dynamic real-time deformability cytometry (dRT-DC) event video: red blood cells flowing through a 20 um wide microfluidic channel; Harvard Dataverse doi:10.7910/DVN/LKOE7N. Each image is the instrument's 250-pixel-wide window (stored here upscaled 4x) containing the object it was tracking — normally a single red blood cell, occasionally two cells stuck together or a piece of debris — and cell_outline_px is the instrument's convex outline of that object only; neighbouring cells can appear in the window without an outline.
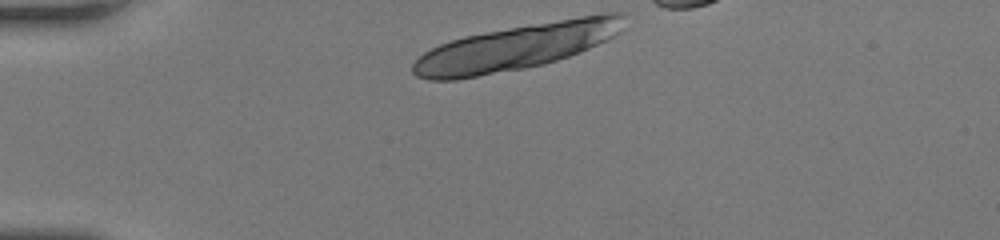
{"species": "human", "species_latin": "Homo sapiens", "temperature_condition": "room temperature", "stored_images_in_passage": 8, "camera_frame_rate_fps": 3000, "um_per_image_px": 0.085, "donor": {"sex": "female"}, "frame": {"image": 1, "passage_image": 1, "time_ms": 0.0, "image_size_px": [1000, 240], "cell_outline_px": [[628, 12], [616, 32], [608, 40], [580, 52], [544, 64], [524, 68], [456, 80], [428, 80], [416, 76], [412, 72], [412, 64], [424, 52], [440, 44], [464, 36], [484, 32], [528, 24], [580, 16], [608, 12]], "centroid_in_image_um": [43.85, 4.0], "position_along_channel_um": 41.2, "area_um2": 55.95}}